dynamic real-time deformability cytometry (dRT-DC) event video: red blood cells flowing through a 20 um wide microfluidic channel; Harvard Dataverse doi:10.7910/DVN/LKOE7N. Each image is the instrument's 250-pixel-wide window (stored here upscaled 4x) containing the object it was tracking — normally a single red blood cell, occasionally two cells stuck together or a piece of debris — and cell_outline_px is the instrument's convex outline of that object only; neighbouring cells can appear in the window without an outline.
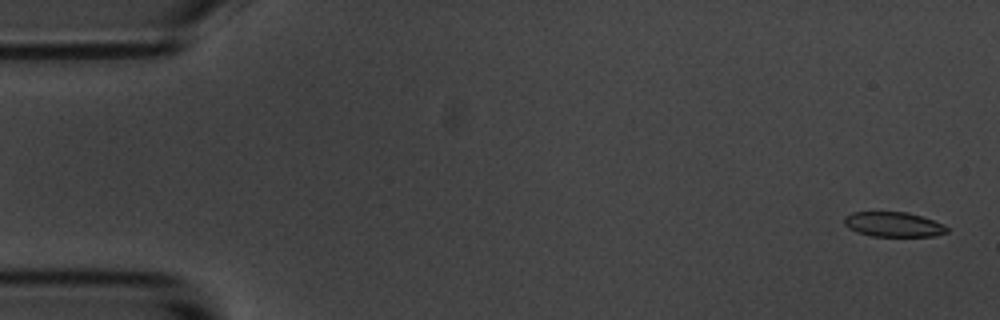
{"species": "common noctule bat (a hibernating species)", "species_latin": "Nyctalus noctula", "temperature_condition": "room temperature", "stored_images_in_passage": 16, "segment_of_instrument_passage": [1, 2], "camera_frame_rate_fps": 3000, "um_per_image_px": 0.085, "animal": {"sex": "male", "body_mass_g": 20.1, "forearm_length_mm": 53.5}, "frame": {"image": 1, "passage_image": 1, "time_ms": 0.0, "image_size_px": [1000, 320], "cell_outline_px": [[948, 232], [936, 236], [872, 236], [856, 232], [848, 228], [844, 224], [844, 216], [852, 212], [908, 212], [944, 224], [948, 228]], "centroid_in_image_um": [75.93, 19.08], "position_along_channel_um": 9.1, "area_um2": 14.91}}
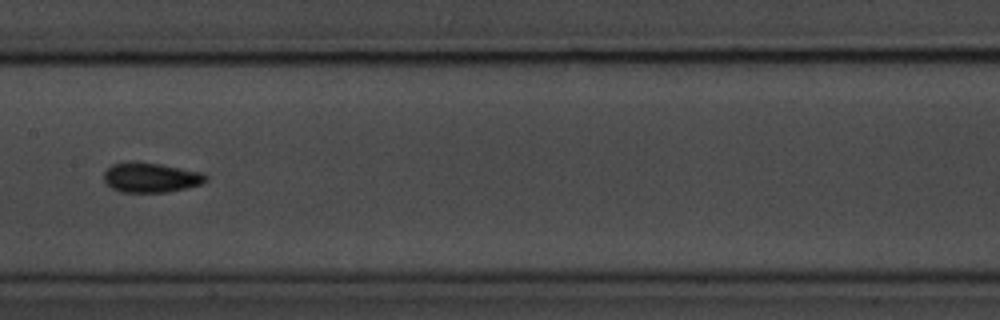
{"frame": {"image": 2, "passage_image": 8, "time_ms": 9.0, "image_size_px": [1000, 320], "cell_outline_px": [[208, 180], [200, 184], [188, 188], [168, 192], [120, 192], [104, 184], [104, 172], [112, 164], [160, 164], [200, 172], [208, 176]], "centroid_in_image_um": [12.84, 15.14], "position_along_channel_um": 194.6, "area_um2": 17.22}}
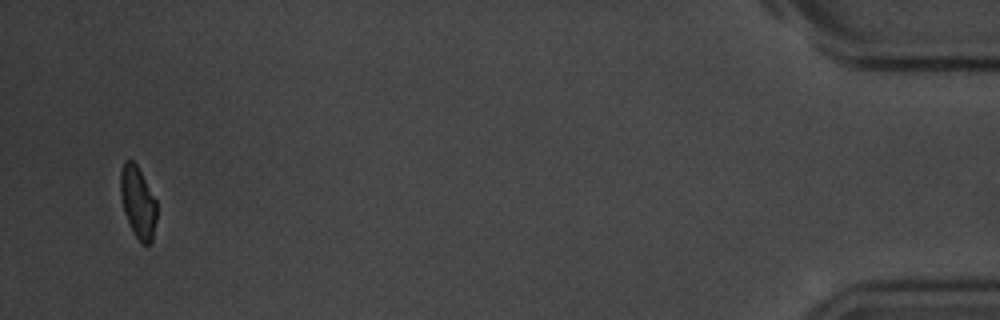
{"frame": {"image": 3, "passage_image": 15, "time_ms": 18.0, "image_size_px": [1000, 320], "cell_outline_px": [[156, 220], [152, 240], [148, 244], [140, 244], [124, 212], [120, 196], [120, 172], [124, 160], [132, 160], [136, 164], [156, 200]], "centroid_in_image_um": [11.71, 17.17], "position_along_channel_um": 423.5, "area_um2": 14.97}}